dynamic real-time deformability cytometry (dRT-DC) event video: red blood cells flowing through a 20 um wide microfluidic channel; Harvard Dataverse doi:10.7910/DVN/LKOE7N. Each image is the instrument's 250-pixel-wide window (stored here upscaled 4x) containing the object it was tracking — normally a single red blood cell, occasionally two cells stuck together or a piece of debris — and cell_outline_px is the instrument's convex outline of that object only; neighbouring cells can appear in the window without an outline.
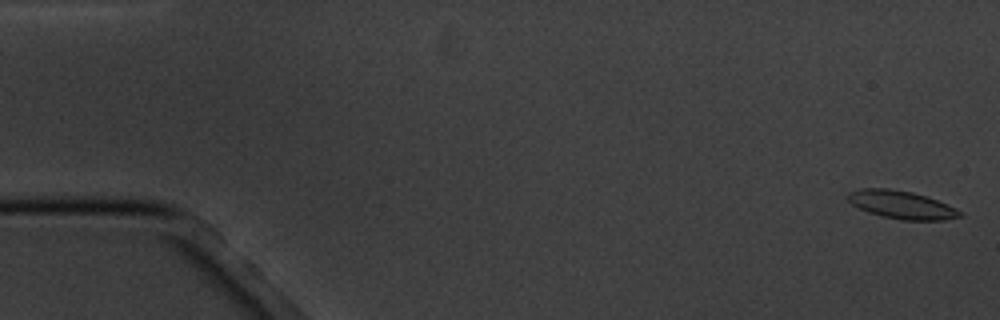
{"species": "common noctule bat (a hibernating species)", "species_latin": "Nyctalus noctula", "temperature_condition": "cold", "stored_images_in_passage": 5, "camera_frame_rate_fps": 3000, "um_per_image_px": 0.085, "animal": {"sex": "male", "body_mass_g": 20.1, "forearm_length_mm": 53.5}, "frame": {"image": 1, "passage_image": 1, "time_ms": 0.0, "image_size_px": [1000, 320], "cell_outline_px": [[964, 216], [944, 220], [900, 220], [880, 216], [868, 212], [852, 204], [844, 196], [848, 192], [860, 188], [888, 188], [912, 192], [936, 200], [956, 208]], "centroid_in_image_um": [76.58, 17.41], "position_along_channel_um": 8.4, "area_um2": 18.32}}
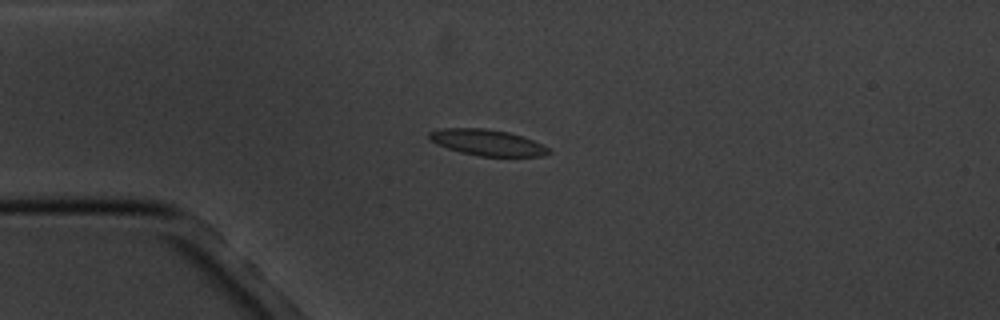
{"frame": {"image": 2, "passage_image": 4, "time_ms": 4.333, "image_size_px": [1000, 320], "cell_outline_px": [[552, 152], [544, 156], [480, 156], [460, 152], [436, 144], [428, 136], [428, 132], [444, 128], [484, 128], [508, 132], [532, 140], [548, 148]], "centroid_in_image_um": [41.4, 12.11], "position_along_channel_um": 43.6, "area_um2": 17.92}}